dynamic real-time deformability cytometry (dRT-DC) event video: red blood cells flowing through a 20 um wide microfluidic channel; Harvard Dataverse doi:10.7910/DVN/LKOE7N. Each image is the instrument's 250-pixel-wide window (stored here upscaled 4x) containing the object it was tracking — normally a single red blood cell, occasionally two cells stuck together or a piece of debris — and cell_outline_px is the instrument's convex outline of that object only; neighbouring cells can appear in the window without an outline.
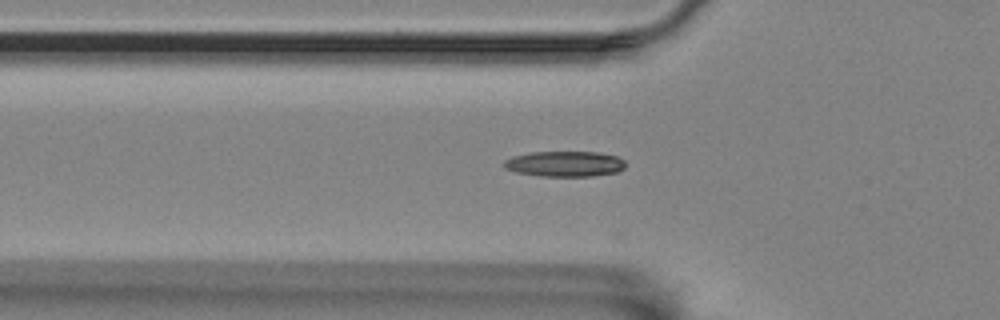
{"species": "Egyptian fruit bat (a non-hibernating species)", "species_latin": "Rousettus aegyptiacus", "temperature_condition": "room temperature", "stored_images_in_passage": 48, "camera_frame_rate_fps": 3000, "um_per_image_px": 0.085, "animal": {"sex": "female"}, "frame": {"image": 1, "passage_image": 16, "time_ms": 5.0, "image_size_px": [1000, 320], "cell_outline_px": [[624, 168], [616, 172], [592, 176], [540, 176], [516, 172], [504, 168], [504, 160], [512, 156], [532, 152], [600, 152], [616, 156], [624, 160]], "centroid_in_image_um": [47.99, 13.92], "position_along_channel_um": 77.8, "area_um2": 18.03}}
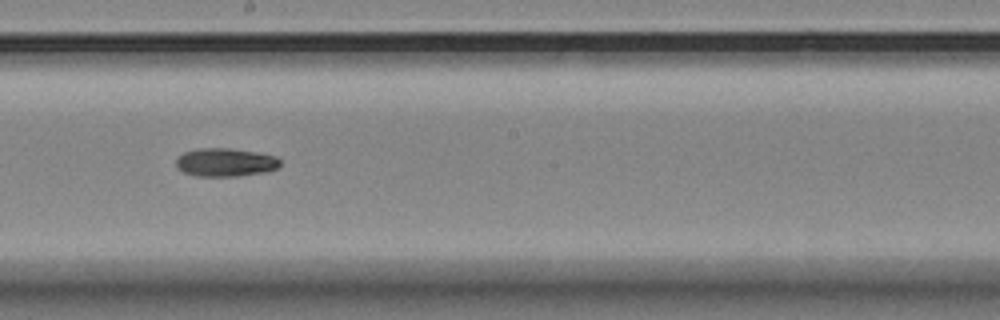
{"frame": {"image": 2, "passage_image": 29, "time_ms": 9.333, "image_size_px": [1000, 320], "cell_outline_px": [[280, 164], [276, 168], [264, 172], [240, 176], [196, 176], [184, 172], [176, 168], [176, 156], [184, 152], [200, 148], [228, 148], [256, 152], [276, 156], [280, 160]], "centroid_in_image_um": [19.12, 13.8], "position_along_channel_um": 229.1, "area_um2": 17.22}}
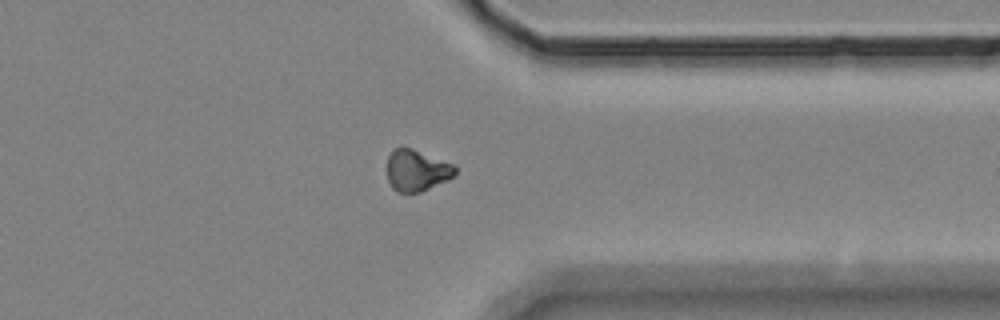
{"frame": {"image": 3, "passage_image": 42, "time_ms": 13.667, "image_size_px": [1000, 320], "cell_outline_px": [[456, 176], [448, 180], [420, 192], [396, 192], [392, 188], [388, 180], [388, 156], [396, 148], [412, 148], [456, 164]], "centroid_in_image_um": [35.47, 14.49], "position_along_channel_um": 375.9, "area_um2": 16.53}}